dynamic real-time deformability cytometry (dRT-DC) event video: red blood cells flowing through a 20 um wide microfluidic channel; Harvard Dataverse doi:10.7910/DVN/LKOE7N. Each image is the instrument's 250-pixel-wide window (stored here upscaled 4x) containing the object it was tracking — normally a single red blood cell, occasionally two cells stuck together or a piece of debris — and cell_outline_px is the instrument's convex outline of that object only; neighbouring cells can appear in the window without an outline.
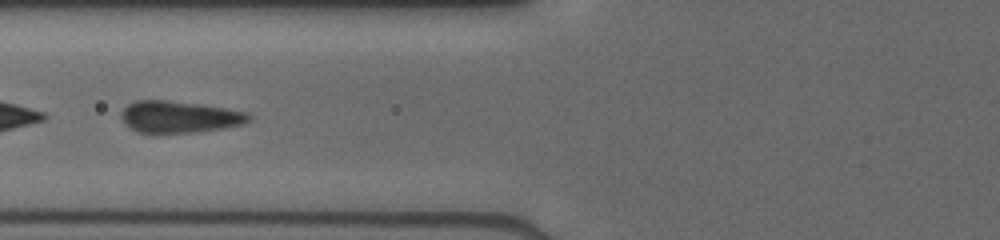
{"species": "human", "species_latin": "Homo sapiens", "temperature_condition": "cold", "stored_images_in_passage": 40, "segment_of_instrument_passage": [2, 2], "camera_frame_rate_fps": 3000, "um_per_image_px": 0.085, "donor": {"sex": "male"}, "frame": {"image": 1, "passage_image": 11, "time_ms": 3.333, "image_size_px": [1000, 240], "cell_outline_px": [[252, 120], [244, 124], [224, 128], [196, 132], [136, 132], [128, 128], [124, 124], [120, 116], [120, 112], [128, 104], [136, 100], [164, 100], [200, 104], [248, 112], [252, 116]], "centroid_in_image_um": [15.24, 9.93], "position_along_channel_um": 110.6, "area_um2": 23.76}}
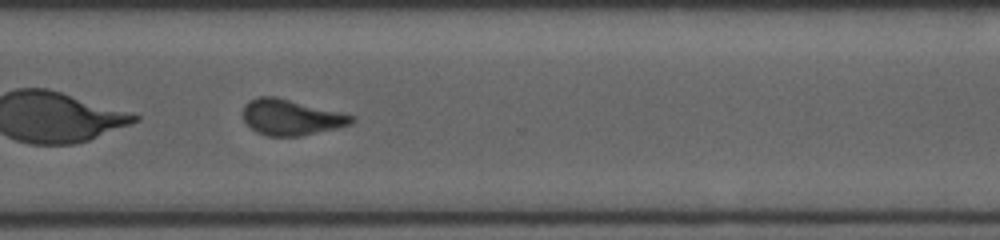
{"frame": {"image": 2, "passage_image": 28, "time_ms": 9.0, "image_size_px": [1000, 240], "cell_outline_px": [[356, 120], [352, 124], [336, 128], [300, 136], [268, 136], [256, 132], [244, 120], [244, 104], [248, 100], [256, 96], [276, 96], [356, 116]], "centroid_in_image_um": [24.74, 9.96], "position_along_channel_um": 345.9, "area_um2": 22.66}}
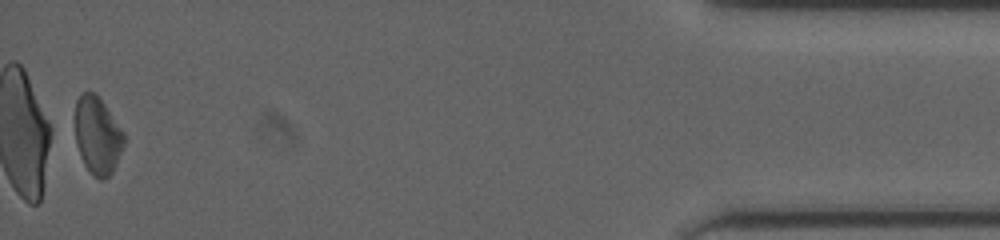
{"frame": {"image": 3, "passage_image": 39, "time_ms": 12.667, "image_size_px": [1000, 240], "cell_outline_px": [[124, 144], [116, 164], [112, 172], [104, 180], [100, 180], [84, 164], [80, 156], [76, 144], [76, 100], [80, 92], [92, 92], [104, 104], [124, 132]], "centroid_in_image_um": [8.28, 11.52], "position_along_channel_um": 426.9, "area_um2": 21.68}}